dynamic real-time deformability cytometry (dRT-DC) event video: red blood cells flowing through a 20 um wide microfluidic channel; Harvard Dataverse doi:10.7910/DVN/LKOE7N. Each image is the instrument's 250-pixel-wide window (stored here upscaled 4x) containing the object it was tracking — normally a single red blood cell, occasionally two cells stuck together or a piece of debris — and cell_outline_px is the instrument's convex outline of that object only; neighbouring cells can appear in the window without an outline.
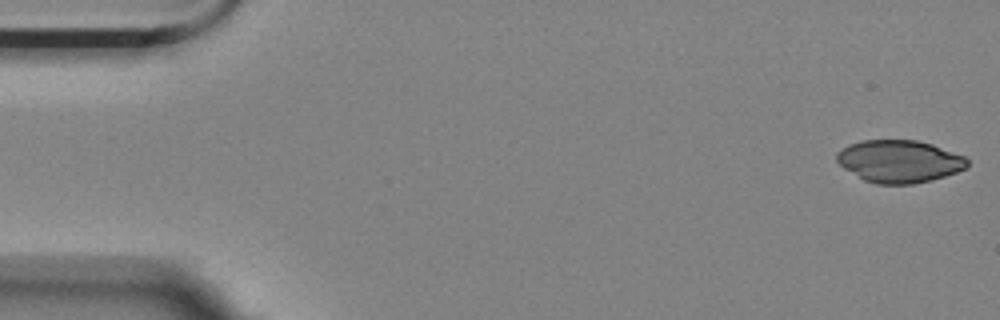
{"species": "Egyptian fruit bat (a non-hibernating species)", "species_latin": "Rousettus aegyptiacus", "temperature_condition": "room temperature", "stored_images_in_passage": 55, "camera_frame_rate_fps": 3000, "um_per_image_px": 0.085, "animal": {"sex": "female"}, "frame": {"image": 1, "passage_image": 1, "time_ms": 0.0, "image_size_px": [1000, 320], "cell_outline_px": [[968, 168], [932, 180], [912, 184], [876, 184], [864, 180], [844, 168], [836, 160], [836, 152], [848, 144], [860, 140], [916, 140], [932, 144], [964, 156], [968, 160]], "centroid_in_image_um": [76.43, 13.71], "position_along_channel_um": 8.6, "area_um2": 32.37}}